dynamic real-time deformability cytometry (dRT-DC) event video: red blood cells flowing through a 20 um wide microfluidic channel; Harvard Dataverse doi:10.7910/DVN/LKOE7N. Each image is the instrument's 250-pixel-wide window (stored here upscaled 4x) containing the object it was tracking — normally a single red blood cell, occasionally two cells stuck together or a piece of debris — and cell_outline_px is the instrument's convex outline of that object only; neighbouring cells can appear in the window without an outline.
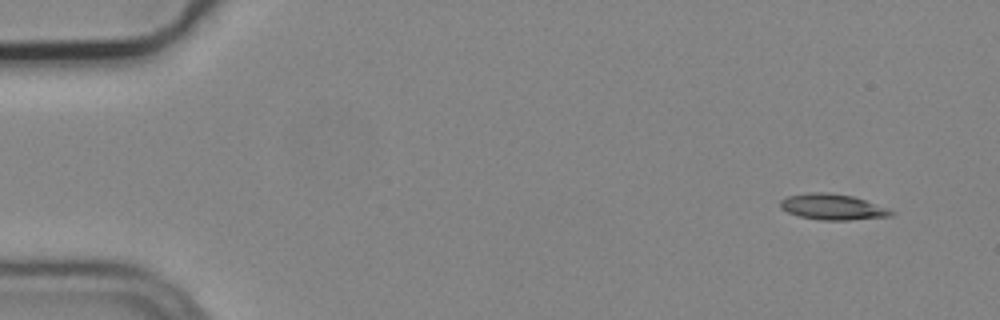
{"species": "common noctule bat (a hibernating species)", "species_latin": "Nyctalus noctula", "temperature_condition": "cold", "stored_images_in_passage": 8, "camera_frame_rate_fps": 3000, "um_per_image_px": 0.085, "animal": {"sex": "male", "body_mass_g": 19.2, "forearm_length_mm": 51.8}, "frame": {"image": 1, "passage_image": 1, "time_ms": 0.0, "image_size_px": [1000, 320], "cell_outline_px": [[896, 212], [892, 216], [848, 220], [820, 220], [800, 216], [788, 212], [780, 208], [780, 200], [788, 196], [808, 192], [824, 192], [852, 196], [888, 208]], "centroid_in_image_um": [70.77, 17.59], "position_along_channel_um": 14.2, "area_um2": 16.59}}
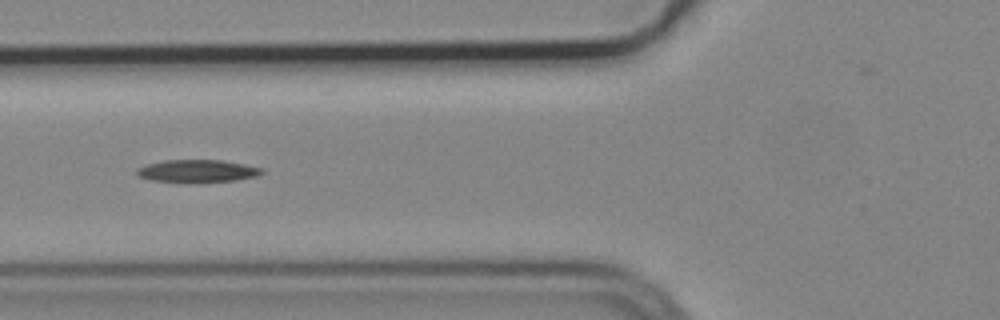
{"frame": {"image": 2, "passage_image": 6, "time_ms": 1.667, "image_size_px": [1000, 320], "cell_outline_px": [[264, 172], [260, 176], [236, 180], [200, 184], [184, 184], [148, 180], [136, 176], [136, 168], [148, 164], [164, 160], [220, 160], [244, 164], [264, 168]], "centroid_in_image_um": [16.76, 14.58], "position_along_channel_um": 109.0, "area_um2": 17.34}}
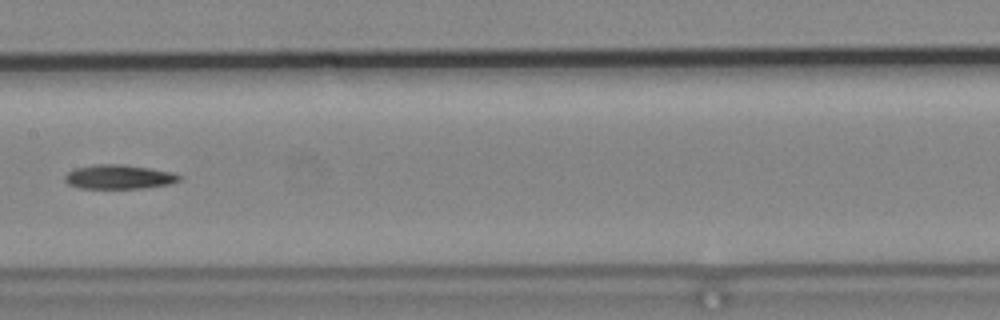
{"frame": {"image": 3, "passage_image": 8, "time_ms": 2.333, "image_size_px": [1000, 320], "cell_outline_px": [[184, 176], [180, 180], [168, 184], [144, 188], [80, 188], [68, 184], [64, 180], [64, 176], [68, 172], [76, 168], [96, 164], [124, 164], [172, 172]], "centroid_in_image_um": [10.11, 15.03], "position_along_channel_um": 197.3, "area_um2": 16.13}}